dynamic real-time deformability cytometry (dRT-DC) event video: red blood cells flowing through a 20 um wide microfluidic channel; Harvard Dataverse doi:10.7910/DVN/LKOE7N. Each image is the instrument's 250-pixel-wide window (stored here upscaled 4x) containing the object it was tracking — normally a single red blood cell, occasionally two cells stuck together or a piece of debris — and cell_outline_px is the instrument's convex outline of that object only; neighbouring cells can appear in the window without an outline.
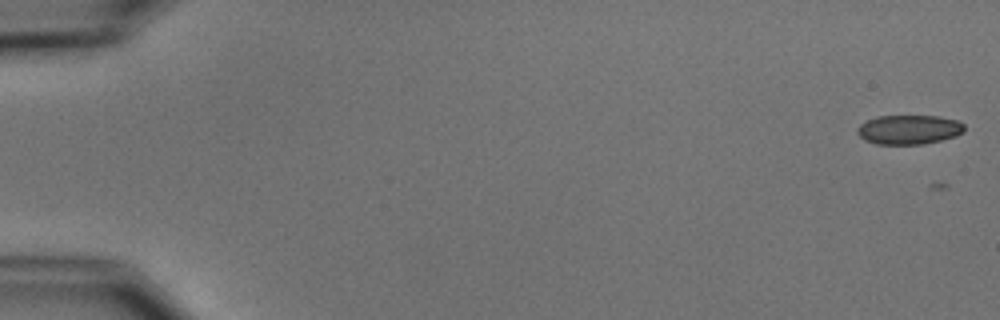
{"species": "common noctule bat (a hibernating species)", "species_latin": "Nyctalus noctula", "temperature_condition": "cold", "stored_images_in_passage": 2, "camera_frame_rate_fps": 3000, "um_per_image_px": 0.085, "animal": {"sex": "male", "body_mass_g": 15.6}, "frame": {"image": 1, "passage_image": 1, "time_ms": 0.0, "image_size_px": [1000, 320], "cell_outline_px": [[964, 132], [956, 136], [924, 144], [876, 144], [864, 140], [856, 132], [856, 128], [860, 124], [876, 116], [940, 116], [956, 120], [964, 124]], "centroid_in_image_um": [77.25, 11.01], "position_along_channel_um": 7.8, "area_um2": 18.38}}